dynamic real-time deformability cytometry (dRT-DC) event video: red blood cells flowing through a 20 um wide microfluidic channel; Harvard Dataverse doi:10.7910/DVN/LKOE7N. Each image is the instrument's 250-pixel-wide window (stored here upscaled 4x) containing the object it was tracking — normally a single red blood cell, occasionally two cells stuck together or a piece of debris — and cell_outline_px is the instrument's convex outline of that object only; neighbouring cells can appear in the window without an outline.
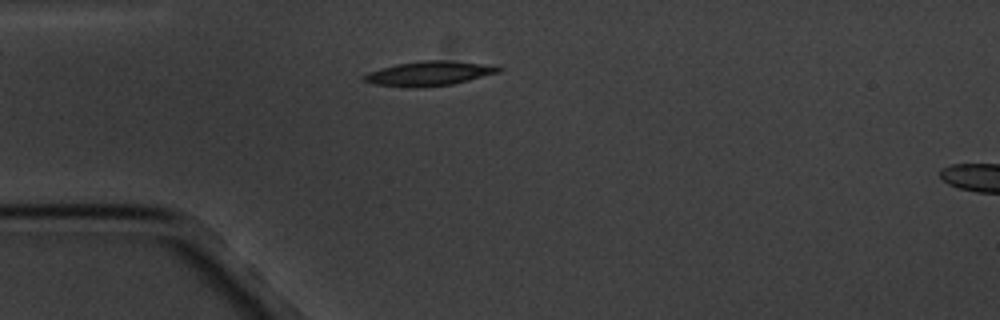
{"species": "common noctule bat (a hibernating species)", "species_latin": "Nyctalus noctula", "temperature_condition": "cold", "stored_images_in_passage": 1, "camera_frame_rate_fps": 3000, "um_per_image_px": 0.085, "animal": {"sex": "male", "body_mass_g": 20.1, "forearm_length_mm": 53.5}, "frame": {"image": 1, "passage_image": 1, "time_ms": 0.0, "image_size_px": [1000, 320], "cell_outline_px": [[504, 68], [500, 72], [452, 84], [420, 88], [416, 88], [372, 84], [360, 80], [360, 76], [368, 72], [380, 68], [396, 64], [424, 60], [452, 60], [496, 64]], "centroid_in_image_um": [36.49, 6.23], "position_along_channel_um": 48.5, "area_um2": 19.77}}